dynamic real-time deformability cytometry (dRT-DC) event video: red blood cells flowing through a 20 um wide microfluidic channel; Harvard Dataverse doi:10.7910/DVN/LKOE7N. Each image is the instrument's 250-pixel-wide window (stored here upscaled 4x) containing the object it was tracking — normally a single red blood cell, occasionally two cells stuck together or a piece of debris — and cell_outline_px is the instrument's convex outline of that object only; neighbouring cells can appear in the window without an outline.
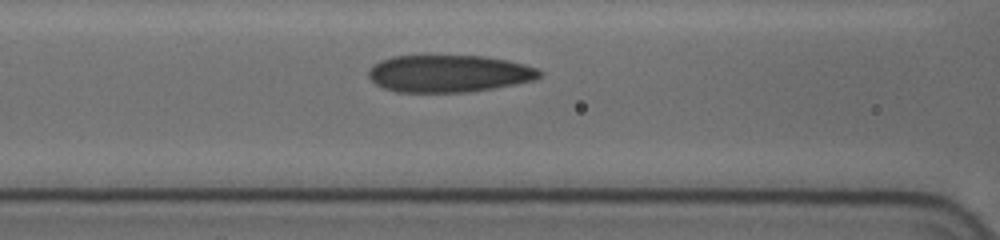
{"species": "human", "species_latin": "Homo sapiens", "temperature_condition": "cold", "stored_images_in_passage": 18, "camera_frame_rate_fps": 3000, "um_per_image_px": 0.085, "donor": {"sex": "female"}, "frame": {"image": 1, "passage_image": 8, "time_ms": 2.667, "image_size_px": [1000, 240], "cell_outline_px": [[544, 72], [536, 80], [492, 88], [468, 92], [396, 92], [384, 88], [376, 84], [368, 76], [368, 72], [380, 60], [392, 56], [484, 56], [508, 60], [524, 64], [536, 68]], "centroid_in_image_um": [38.18, 6.25], "position_along_channel_um": 128.4, "area_um2": 36.99}}
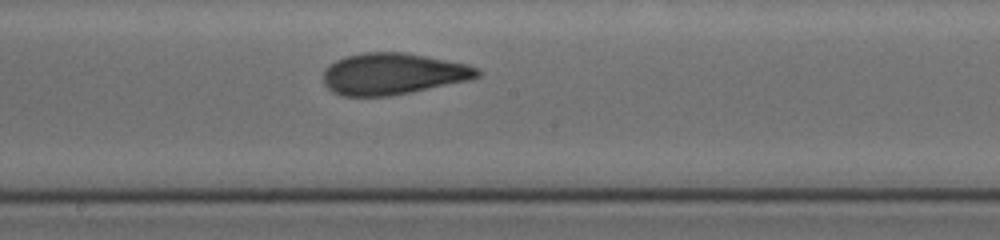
{"frame": {"image": 2, "passage_image": 14, "time_ms": 5.0, "image_size_px": [1000, 240], "cell_outline_px": [[480, 76], [472, 80], [388, 96], [344, 96], [332, 92], [324, 84], [324, 68], [328, 64], [344, 56], [364, 52], [404, 52], [468, 64], [476, 68], [480, 72]], "centroid_in_image_um": [33.38, 6.27], "position_along_channel_um": 214.8, "area_um2": 37.34}}
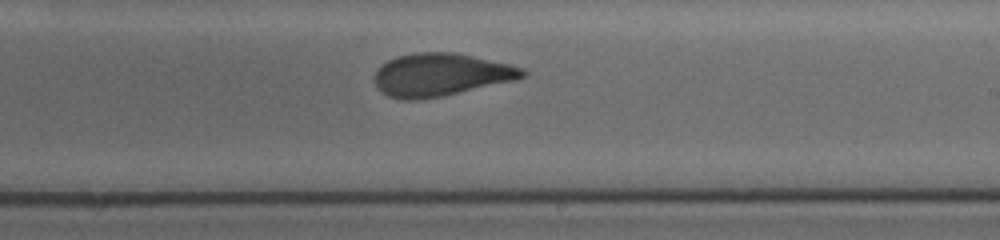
{"frame": {"image": 3, "passage_image": 17, "time_ms": 6.0, "image_size_px": [1000, 240], "cell_outline_px": [[528, 72], [524, 76], [516, 80], [440, 96], [416, 100], [408, 100], [388, 96], [372, 80], [372, 76], [376, 68], [380, 64], [396, 56], [416, 52], [452, 52], [512, 64], [524, 68]], "centroid_in_image_um": [37.44, 6.33], "position_along_channel_um": 251.6, "area_um2": 36.93}}